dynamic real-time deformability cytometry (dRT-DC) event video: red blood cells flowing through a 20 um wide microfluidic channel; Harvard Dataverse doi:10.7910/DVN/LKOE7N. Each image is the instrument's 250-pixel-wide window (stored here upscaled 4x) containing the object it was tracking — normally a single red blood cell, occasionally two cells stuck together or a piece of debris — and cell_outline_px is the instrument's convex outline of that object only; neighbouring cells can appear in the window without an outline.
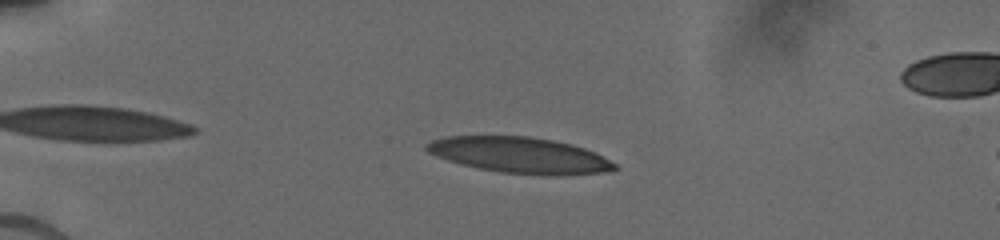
{"species": "human", "species_latin": "Homo sapiens", "temperature_condition": "cold", "stored_images_in_passage": 13, "camera_frame_rate_fps": 3000, "um_per_image_px": 0.085, "donor": {"sex": "male"}, "frame": {"image": 1, "passage_image": 2, "time_ms": 1.0, "image_size_px": [1000, 240], "cell_outline_px": [[620, 168], [604, 172], [560, 176], [548, 176], [500, 172], [480, 168], [448, 160], [436, 156], [428, 152], [424, 148], [424, 144], [432, 140], [444, 136], [528, 136], [552, 140], [572, 144], [596, 152], [616, 164]], "centroid_in_image_um": [44.21, 13.19], "position_along_channel_um": 40.8, "area_um2": 39.54}}
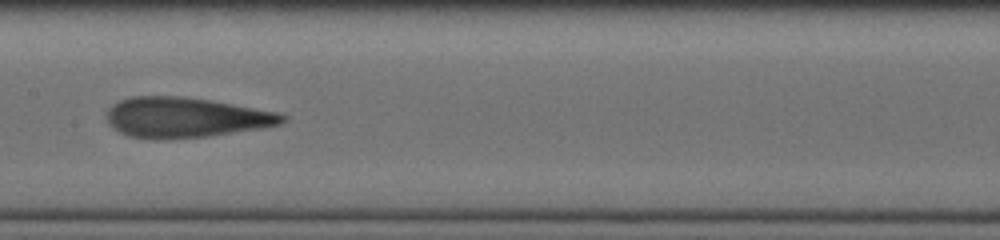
{"frame": {"image": 2, "passage_image": 7, "time_ms": 6.0, "image_size_px": [1000, 240], "cell_outline_px": [[288, 120], [280, 124], [264, 128], [208, 136], [160, 140], [156, 140], [128, 136], [112, 128], [108, 124], [104, 116], [104, 112], [112, 104], [120, 100], [132, 96], [184, 96], [212, 100], [284, 112], [288, 116]], "centroid_in_image_um": [15.79, 9.98], "position_along_channel_um": 191.6, "area_um2": 42.25}}
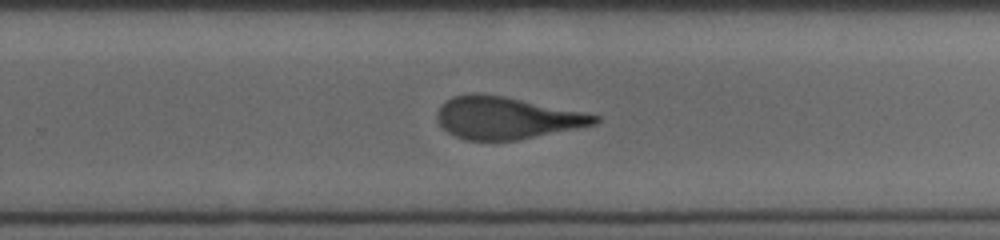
{"frame": {"image": 3, "passage_image": 12, "time_ms": 8.333, "image_size_px": [1000, 240], "cell_outline_px": [[600, 120], [596, 124], [516, 140], [468, 140], [456, 136], [448, 132], [440, 124], [436, 116], [440, 104], [452, 96], [472, 92], [476, 92], [504, 96], [584, 112], [600, 116]], "centroid_in_image_um": [43.02, 10.0], "position_along_channel_um": 286.8, "area_um2": 38.55}}